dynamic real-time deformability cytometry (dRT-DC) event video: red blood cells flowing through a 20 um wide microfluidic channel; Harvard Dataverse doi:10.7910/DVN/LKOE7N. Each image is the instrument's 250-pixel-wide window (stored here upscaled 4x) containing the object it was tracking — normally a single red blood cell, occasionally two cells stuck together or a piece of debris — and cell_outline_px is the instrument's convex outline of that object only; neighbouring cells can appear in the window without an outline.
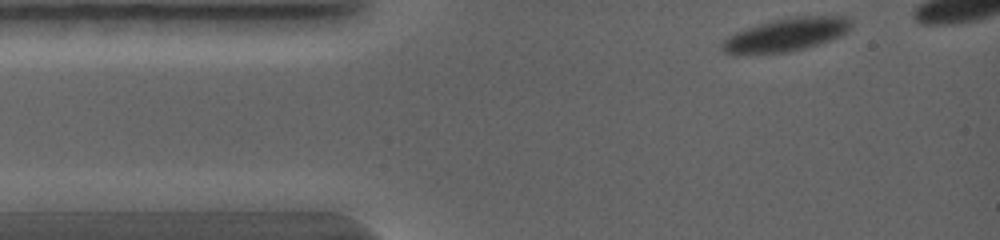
{"species": "common noctule bat (a hibernating species)", "species_latin": "Nyctalus noctula", "temperature_condition": "warm", "stored_images_in_passage": 6, "camera_frame_rate_fps": 5000, "um_per_image_px": 0.085, "animal": {"sex": "female", "body_mass_g": 19.0, "forearm_length_mm": 56.7}, "frame": {"image": 1, "passage_image": 1, "time_ms": 0.0, "image_size_px": [1000, 240], "cell_outline_px": [[852, 28], [840, 36], [804, 48], [788, 52], [740, 56], [732, 56], [724, 52], [720, 48], [720, 44], [728, 36], [736, 32], [772, 20], [792, 16], [848, 16], [852, 20]], "centroid_in_image_um": [66.77, 2.97], "position_along_channel_um": 18.2, "area_um2": 25.37}}